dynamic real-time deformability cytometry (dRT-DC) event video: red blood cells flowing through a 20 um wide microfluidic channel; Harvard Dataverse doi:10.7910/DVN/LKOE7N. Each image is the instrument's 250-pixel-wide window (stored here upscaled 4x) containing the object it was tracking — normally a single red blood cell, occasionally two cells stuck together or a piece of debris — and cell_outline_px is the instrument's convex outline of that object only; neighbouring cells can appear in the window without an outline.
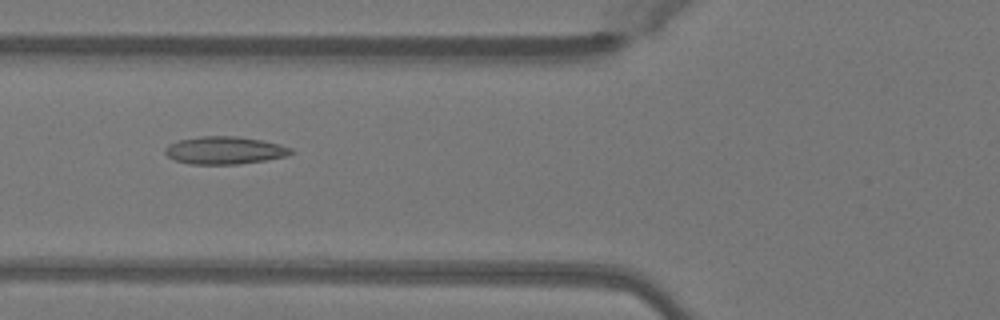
{"species": "Egyptian fruit bat (a non-hibernating species)", "species_latin": "Rousettus aegyptiacus", "temperature_condition": "warm", "stored_images_in_passage": 50, "camera_frame_rate_fps": 3000, "um_per_image_px": 0.085, "animal": {"sex": "female"}, "frame": {"image": 1, "passage_image": 19, "time_ms": 6.0, "image_size_px": [1000, 320], "cell_outline_px": [[296, 152], [284, 156], [264, 160], [240, 164], [188, 164], [176, 160], [168, 156], [164, 152], [164, 148], [168, 144], [176, 140], [200, 136], [236, 136], [260, 140], [280, 144], [292, 148]], "centroid_in_image_um": [19.06, 12.77], "position_along_channel_um": 106.7, "area_um2": 20.35}}
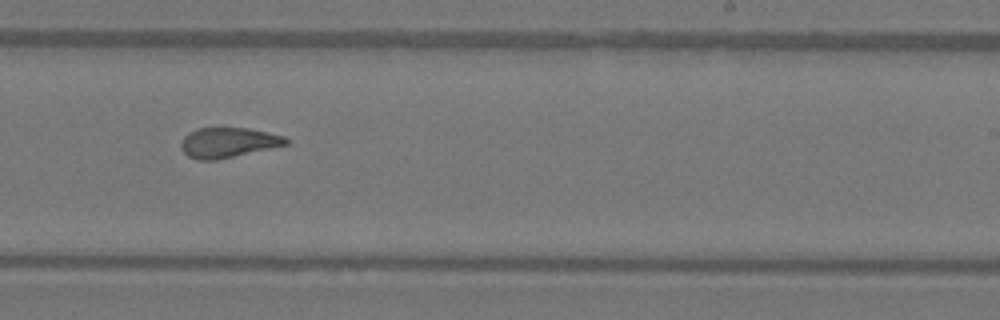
{"frame": {"image": 2, "passage_image": 31, "time_ms": 10.0, "image_size_px": [1000, 320], "cell_outline_px": [[288, 144], [216, 160], [196, 160], [188, 156], [180, 148], [180, 140], [188, 132], [196, 128], [248, 128], [268, 132], [284, 136], [288, 140]], "centroid_in_image_um": [19.33, 12.11], "position_along_channel_um": 269.7, "area_um2": 18.38}}
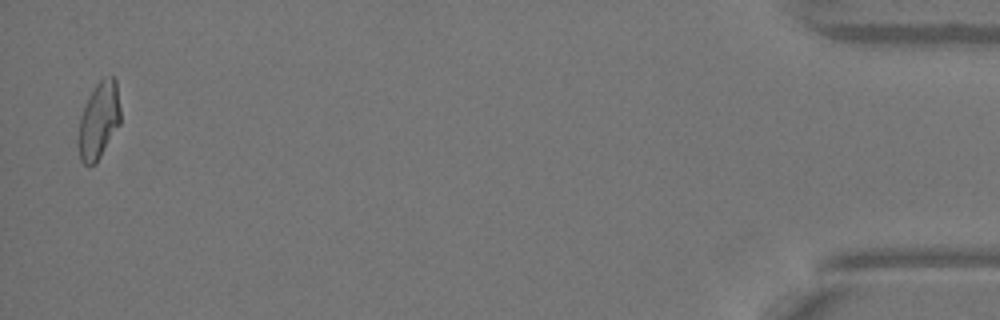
{"frame": {"image": 3, "passage_image": 49, "time_ms": 16.0, "image_size_px": [1000, 320], "cell_outline_px": [[120, 124], [96, 164], [88, 168], [80, 160], [76, 144], [80, 116], [88, 96], [96, 84], [104, 76], [112, 76], [116, 80], [120, 108]], "centroid_in_image_um": [8.37, 10.29], "position_along_channel_um": 426.8, "area_um2": 19.36}, "authors_computed_cell_mechanics": {"area_um2": 19.3341, "velocity_mm_per_s": 4.0771, "shape_relaxation_time_tau1_ms": null, "shape_relaxation_time_tau2_ms": 1.7206, "deformation_change_tau1": null, "deformation_change_tau2": 0.0893}}